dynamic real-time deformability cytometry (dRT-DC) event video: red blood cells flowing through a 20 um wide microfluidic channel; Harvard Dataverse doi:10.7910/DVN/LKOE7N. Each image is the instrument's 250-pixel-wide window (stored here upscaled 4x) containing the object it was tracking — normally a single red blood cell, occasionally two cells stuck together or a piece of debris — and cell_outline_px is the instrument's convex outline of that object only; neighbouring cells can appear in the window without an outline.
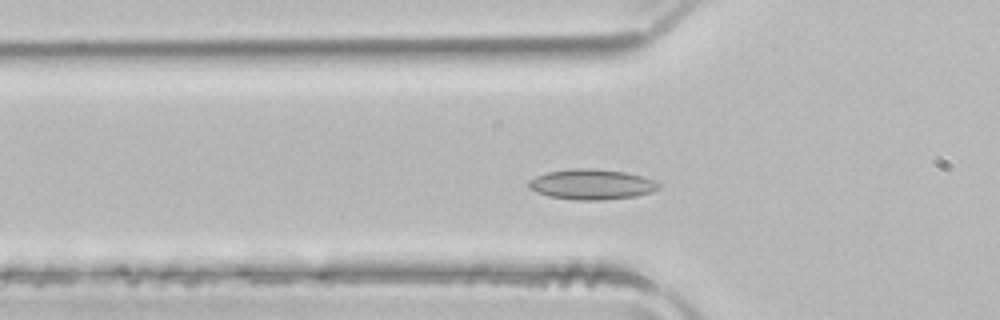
{"species": "common noctule bat (a hibernating species)", "species_latin": "Nyctalus noctula", "temperature_condition": "room temperature", "stored_images_in_passage": 49, "camera_frame_rate_fps": 3000, "um_per_image_px": 0.085, "animal": {"sex": "male", "body_mass_g": 21.5, "forearm_length_mm": 52.0}, "frame": {"image": 1, "passage_image": 14, "time_ms": 4.333, "image_size_px": [1000, 320], "cell_outline_px": [[660, 188], [652, 192], [636, 196], [600, 200], [576, 200], [548, 196], [536, 192], [528, 188], [528, 180], [536, 176], [548, 172], [572, 168], [596, 168], [624, 172], [640, 176], [652, 180], [660, 184]], "centroid_in_image_um": [50.26, 15.67], "position_along_channel_um": 75.5, "area_um2": 23.0}}
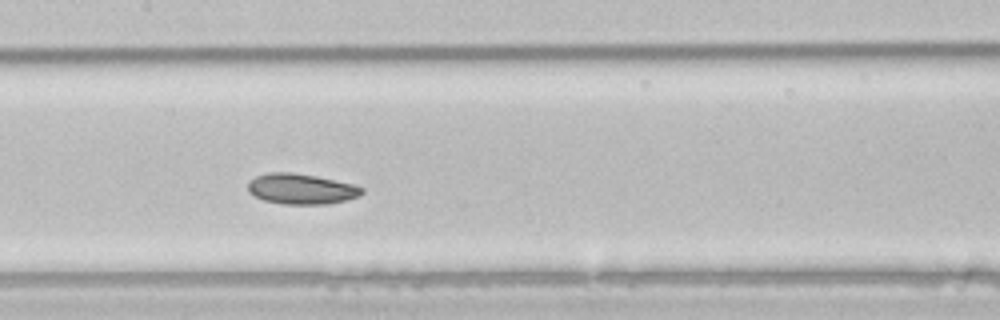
{"frame": {"image": 2, "passage_image": 22, "time_ms": 7.0, "image_size_px": [1000, 320], "cell_outline_px": [[364, 192], [360, 196], [328, 204], [284, 204], [264, 200], [248, 192], [248, 184], [256, 176], [268, 172], [292, 172], [316, 176], [352, 184], [364, 188]], "centroid_in_image_um": [25.61, 16.05], "position_along_channel_um": 181.8, "area_um2": 20.11}}
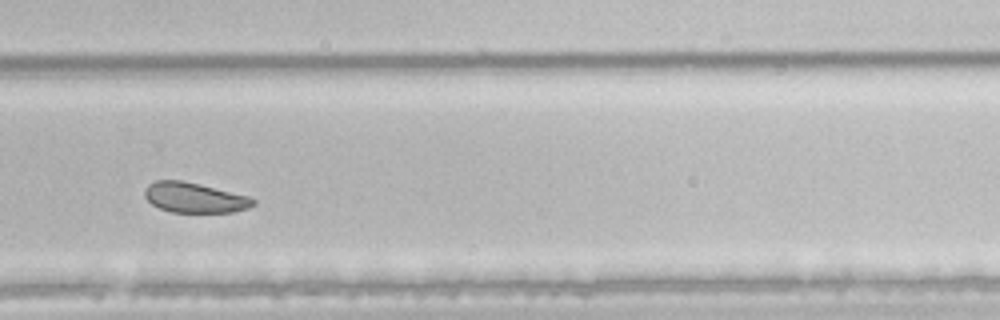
{"frame": {"image": 3, "passage_image": 32, "time_ms": 10.333, "image_size_px": [1000, 320], "cell_outline_px": [[256, 204], [248, 208], [232, 212], [172, 212], [160, 208], [152, 204], [144, 196], [144, 188], [148, 184], [156, 180], [180, 180], [200, 184], [248, 196], [256, 200]], "centroid_in_image_um": [16.52, 16.79], "position_along_channel_um": 313.3, "area_um2": 19.02}, "authors_computed_cell_mechanics": {"area_um2": 21.8484, "velocity_mm_per_s": 3.965, "shape_relaxation_time_tau1_ms": 4.6595, "shape_relaxation_time_tau2_ms": 6.1149, "deformation_change_tau1": 0.0753, "deformation_change_tau2": 0.1014}}